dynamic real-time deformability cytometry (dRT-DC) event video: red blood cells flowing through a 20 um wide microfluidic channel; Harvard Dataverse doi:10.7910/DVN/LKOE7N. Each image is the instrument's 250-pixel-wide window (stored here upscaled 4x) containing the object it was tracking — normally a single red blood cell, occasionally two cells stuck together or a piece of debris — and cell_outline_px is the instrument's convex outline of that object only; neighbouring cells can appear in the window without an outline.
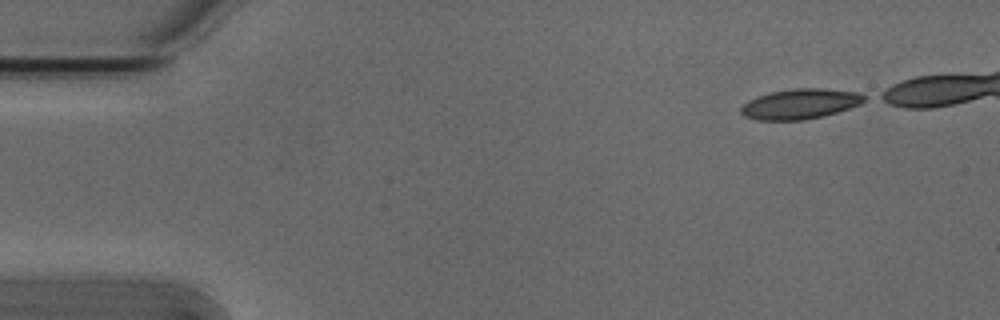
{"species": "Egyptian fruit bat (a non-hibernating species)", "species_latin": "Rousettus aegyptiacus", "temperature_condition": "cold", "stored_images_in_passage": 6, "camera_frame_rate_fps": 3000, "um_per_image_px": 0.085, "animal": {"sex": "male"}, "frame": {"image": 1, "passage_image": 1, "time_ms": 0.0, "image_size_px": [1000, 320], "cell_outline_px": [[868, 100], [860, 104], [824, 116], [804, 120], [756, 120], [744, 116], [740, 112], [740, 108], [748, 100], [756, 96], [772, 92], [796, 88], [820, 88], [856, 92], [864, 96]], "centroid_in_image_um": [67.99, 8.84], "position_along_channel_um": 17.0, "area_um2": 21.62}}